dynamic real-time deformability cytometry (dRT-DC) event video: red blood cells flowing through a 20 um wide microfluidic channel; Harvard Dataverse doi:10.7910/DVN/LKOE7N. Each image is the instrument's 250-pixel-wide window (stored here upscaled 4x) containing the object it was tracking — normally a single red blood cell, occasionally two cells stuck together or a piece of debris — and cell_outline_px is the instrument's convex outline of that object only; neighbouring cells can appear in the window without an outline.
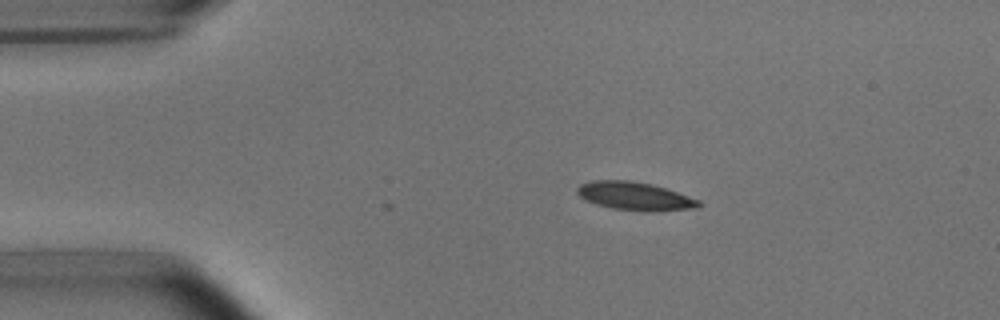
{"species": "common noctule bat (a hibernating species)", "species_latin": "Nyctalus noctula", "temperature_condition": "room temperature", "stored_images_in_passage": 36, "camera_frame_rate_fps": 3000, "um_per_image_px": 0.085, "animal": {"sex": "male", "body_mass_g": 15.6}, "frame": {"image": 1, "passage_image": 2, "time_ms": 0.333, "image_size_px": [1000, 320], "cell_outline_px": [[704, 204], [696, 208], [644, 212], [612, 208], [596, 204], [584, 200], [576, 192], [576, 188], [580, 184], [592, 180], [632, 180], [652, 184], [700, 200]], "centroid_in_image_um": [53.94, 16.67], "position_along_channel_um": 31.1, "area_um2": 20.11}}
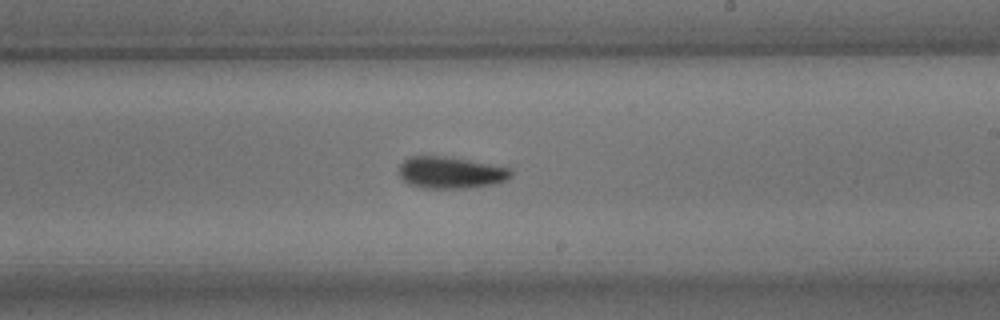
{"frame": {"image": 2, "passage_image": 23, "time_ms": 7.333, "image_size_px": [1000, 320], "cell_outline_px": [[512, 176], [508, 180], [496, 184], [468, 188], [424, 188], [408, 184], [400, 176], [400, 164], [408, 156], [444, 156], [468, 160], [512, 168]], "centroid_in_image_um": [38.34, 14.67], "position_along_channel_um": 250.7, "area_um2": 20.87}}
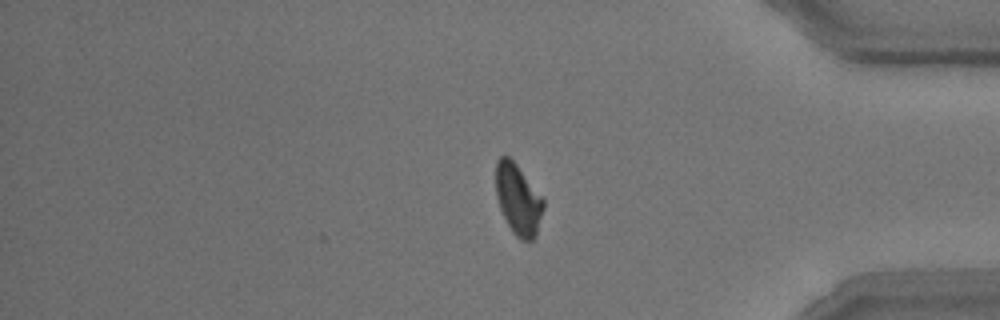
{"frame": {"image": 3, "passage_image": 36, "time_ms": 11.667, "image_size_px": [1000, 320], "cell_outline_px": [[544, 208], [536, 236], [532, 240], [520, 240], [512, 232], [500, 208], [496, 196], [496, 160], [500, 156], [508, 156], [516, 164], [544, 200]], "centroid_in_image_um": [44.04, 16.96], "position_along_channel_um": 391.2, "area_um2": 19.42}, "authors_computed_cell_mechanics": {"area_um2": 20.5768, "velocity_mm_per_s": 3.7898, "shape_relaxation_time_tau1_ms": 3.0361, "shape_relaxation_time_tau2_ms": 2.6735, "deformation_change_tau1": 0.1365, "deformation_change_tau2": 0.0918}}